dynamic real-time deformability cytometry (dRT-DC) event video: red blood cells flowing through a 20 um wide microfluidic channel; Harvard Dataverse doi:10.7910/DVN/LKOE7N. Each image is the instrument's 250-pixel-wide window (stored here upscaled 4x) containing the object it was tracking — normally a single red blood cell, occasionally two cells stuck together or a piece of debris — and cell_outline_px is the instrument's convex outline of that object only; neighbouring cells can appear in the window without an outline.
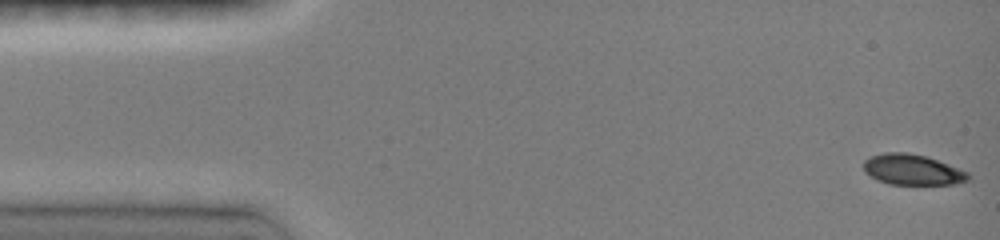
{"species": "common noctule bat (a hibernating species)", "species_latin": "Nyctalus noctula", "temperature_condition": "room temperature", "stored_images_in_passage": 47, "camera_frame_rate_fps": 3000, "um_per_image_px": 0.085, "animal": {"sex": "female", "body_mass_g": 19.0, "forearm_length_mm": 51.5}, "frame": {"image": 1, "passage_image": 1, "time_ms": 0.0, "image_size_px": [1000, 240], "cell_outline_px": [[972, 176], [968, 180], [956, 184], [888, 184], [864, 172], [864, 160], [872, 156], [884, 152], [904, 152], [924, 156], [936, 160], [968, 172]], "centroid_in_image_um": [77.56, 14.43], "position_along_channel_um": 7.4, "area_um2": 18.38}}
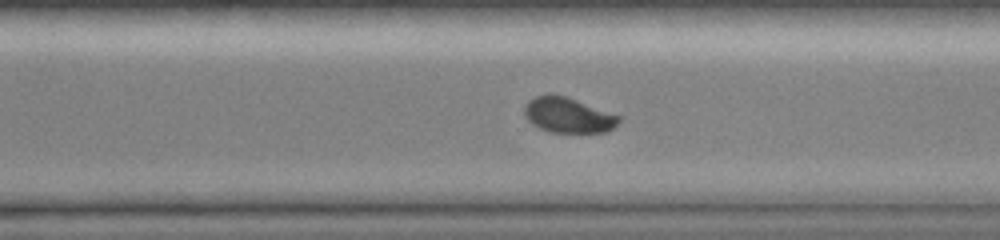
{"frame": {"image": 2, "passage_image": 33, "time_ms": 10.667, "image_size_px": [1000, 240], "cell_outline_px": [[620, 120], [608, 132], [548, 132], [532, 124], [524, 116], [524, 104], [528, 100], [536, 96], [564, 96], [576, 100], [620, 116]], "centroid_in_image_um": [48.26, 9.81], "position_along_channel_um": 322.3, "area_um2": 19.02}}
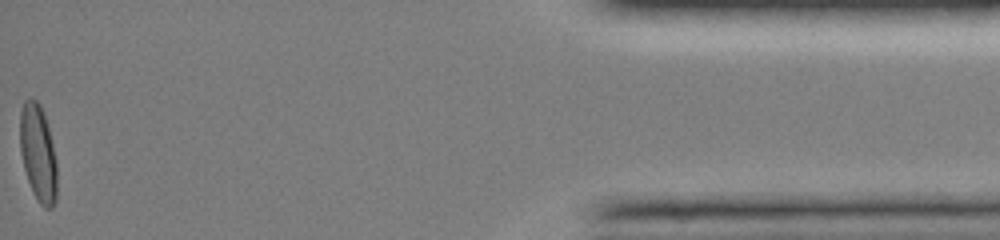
{"frame": {"image": 3, "passage_image": 47, "time_ms": 15.333, "image_size_px": [1000, 240], "cell_outline_px": [[56, 200], [52, 208], [44, 208], [40, 204], [32, 192], [24, 168], [20, 152], [20, 112], [24, 100], [28, 96], [36, 100], [40, 104], [48, 124], [56, 160]], "centroid_in_image_um": [3.23, 12.99], "position_along_channel_um": 432.0, "area_um2": 21.04}, "authors_computed_cell_mechanics": {"area_um2": 20.1722, "velocity_mm_per_s": 4.087, "shape_relaxation_time_tau1_ms": 5.0477, "shape_relaxation_time_tau2_ms": 2.7902, "deformation_change_tau1": 0.1393, "deformation_change_tau2": 0.0385}}